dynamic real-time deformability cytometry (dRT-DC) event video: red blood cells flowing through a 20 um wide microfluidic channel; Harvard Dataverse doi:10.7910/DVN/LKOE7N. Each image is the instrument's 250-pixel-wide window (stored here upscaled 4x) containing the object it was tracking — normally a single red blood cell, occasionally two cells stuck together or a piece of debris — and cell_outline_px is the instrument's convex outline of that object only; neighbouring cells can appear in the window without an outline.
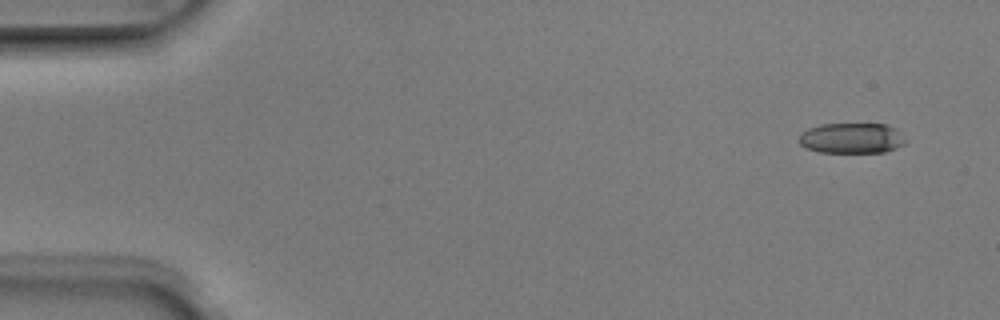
{"species": "Egyptian fruit bat (a non-hibernating species)", "species_latin": "Rousettus aegyptiacus", "temperature_condition": "room temperature", "stored_images_in_passage": 7, "camera_frame_rate_fps": 3000, "um_per_image_px": 0.085, "animal": {"sex": "male"}, "frame": {"image": 1, "passage_image": 1, "time_ms": 0.0, "image_size_px": [1000, 320], "cell_outline_px": [[908, 140], [904, 144], [896, 148], [884, 152], [820, 152], [808, 148], [800, 144], [796, 140], [800, 132], [808, 128], [820, 124], [888, 124], [896, 128]], "centroid_in_image_um": [72.39, 11.73], "position_along_channel_um": 12.6, "area_um2": 19.19}}
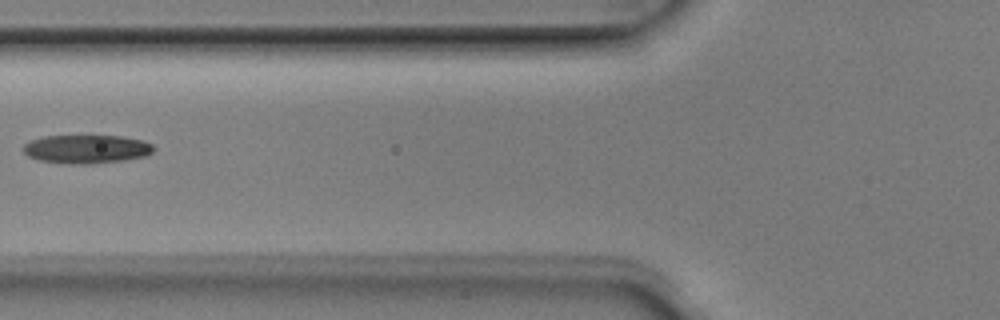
{"frame": {"image": 2, "passage_image": 5, "time_ms": 1.333, "image_size_px": [1000, 320], "cell_outline_px": [[152, 152], [148, 156], [124, 160], [88, 164], [68, 164], [40, 160], [28, 156], [24, 152], [24, 144], [32, 140], [44, 136], [120, 136], [144, 140], [152, 144]], "centroid_in_image_um": [7.37, 12.67], "position_along_channel_um": 118.4, "area_um2": 21.62}}
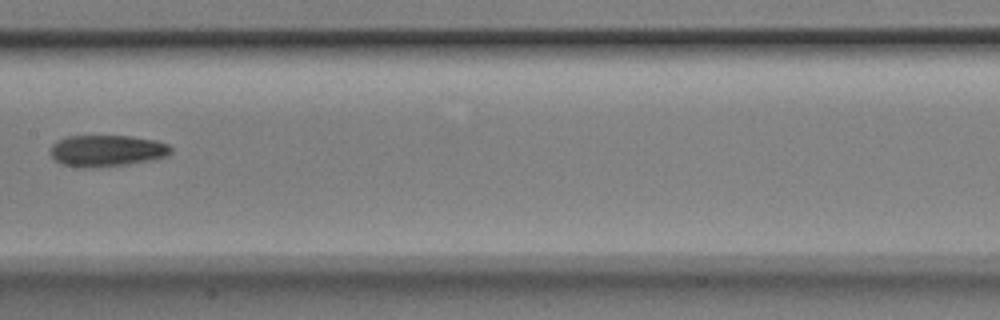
{"frame": {"image": 3, "passage_image": 7, "time_ms": 2.0, "image_size_px": [1000, 320], "cell_outline_px": [[172, 152], [168, 156], [152, 160], [128, 164], [96, 168], [76, 168], [64, 164], [56, 160], [48, 152], [52, 144], [56, 140], [68, 136], [128, 136], [156, 140], [168, 144], [172, 148]], "centroid_in_image_um": [9.07, 12.82], "position_along_channel_um": 198.3, "area_um2": 22.48}}